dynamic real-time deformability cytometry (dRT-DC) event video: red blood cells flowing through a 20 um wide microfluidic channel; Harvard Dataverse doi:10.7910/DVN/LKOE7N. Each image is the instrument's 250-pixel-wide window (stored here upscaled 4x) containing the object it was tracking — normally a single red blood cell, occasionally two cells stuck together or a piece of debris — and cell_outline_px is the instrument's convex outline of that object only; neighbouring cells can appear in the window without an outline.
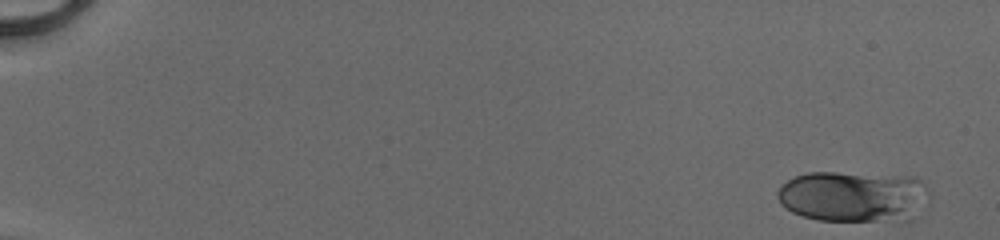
{"species": "human", "species_latin": "Homo sapiens", "temperature_condition": "cold", "stored_images_in_passage": 45, "camera_frame_rate_fps": 3000, "um_per_image_px": 0.085, "donor": {"sex": "male"}, "frame": {"image": 1, "passage_image": 1, "time_ms": 0.0, "image_size_px": [1000, 240], "cell_outline_px": [[932, 196], [916, 220], [820, 220], [804, 216], [792, 212], [780, 204], [776, 196], [776, 192], [788, 180], [796, 176], [808, 172], [836, 172], [916, 176], [920, 180]], "centroid_in_image_um": [72.63, 16.69], "position_along_channel_um": 12.4, "area_um2": 45.89}}
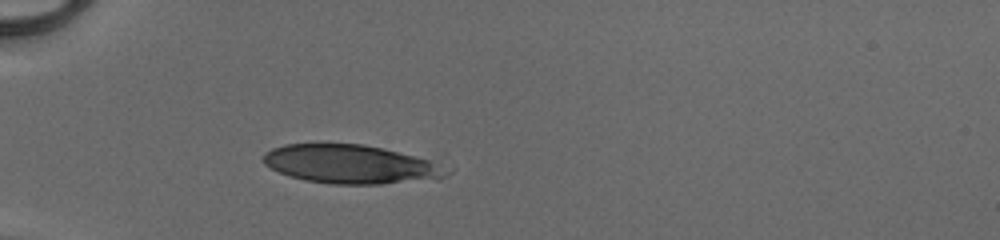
{"frame": {"image": 2, "passage_image": 16, "time_ms": 5.0, "image_size_px": [1000, 240], "cell_outline_px": [[444, 176], [440, 180], [380, 184], [332, 184], [304, 180], [288, 176], [264, 164], [260, 160], [264, 152], [272, 148], [284, 144], [364, 144], [428, 160]], "centroid_in_image_um": [29.63, 13.97], "position_along_channel_um": 55.4, "area_um2": 40.63}}
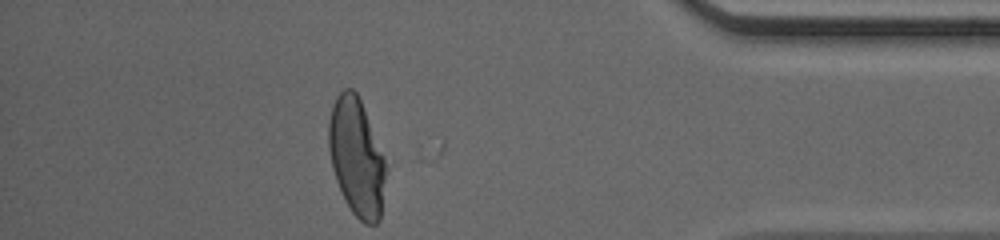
{"frame": {"image": 3, "passage_image": 45, "time_ms": 14.667, "image_size_px": [1000, 240], "cell_outline_px": [[384, 180], [380, 220], [376, 224], [364, 224], [352, 212], [344, 200], [336, 180], [332, 168], [328, 148], [328, 120], [332, 104], [336, 96], [344, 88], [352, 88], [356, 92], [360, 100], [384, 156]], "centroid_in_image_um": [30.26, 13.35], "position_along_channel_um": 404.9, "area_um2": 38.9}}